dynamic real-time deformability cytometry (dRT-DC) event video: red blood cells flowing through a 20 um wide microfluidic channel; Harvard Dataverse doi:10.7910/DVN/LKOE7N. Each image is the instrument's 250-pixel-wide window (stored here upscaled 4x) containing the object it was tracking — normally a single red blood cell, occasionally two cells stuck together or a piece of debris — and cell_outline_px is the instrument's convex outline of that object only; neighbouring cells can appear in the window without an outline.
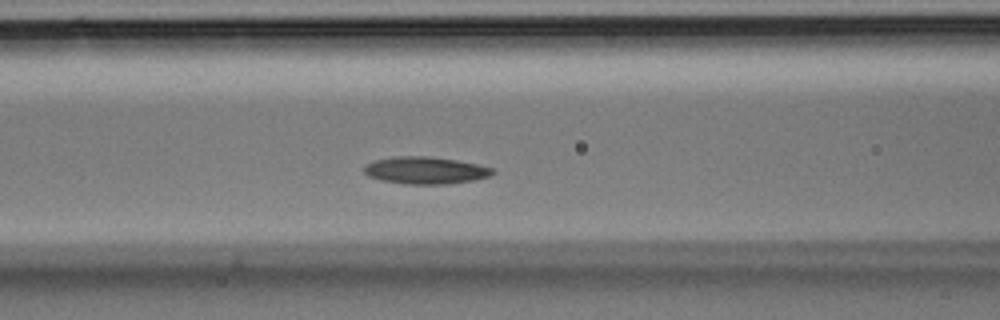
{"species": "Egyptian fruit bat (a non-hibernating species)", "species_latin": "Rousettus aegyptiacus", "temperature_condition": "room temperature", "stored_images_in_passage": 30, "camera_frame_rate_fps": 3000, "um_per_image_px": 0.085, "animal": {"sex": "male"}, "frame": {"image": 1, "passage_image": 7, "time_ms": 2.0, "image_size_px": [1000, 320], "cell_outline_px": [[496, 172], [488, 176], [472, 180], [448, 184], [404, 184], [380, 180], [368, 176], [364, 172], [364, 168], [372, 160], [396, 156], [428, 156], [456, 160], [496, 168]], "centroid_in_image_um": [36.15, 14.48], "position_along_channel_um": 130.4, "area_um2": 20.4}}
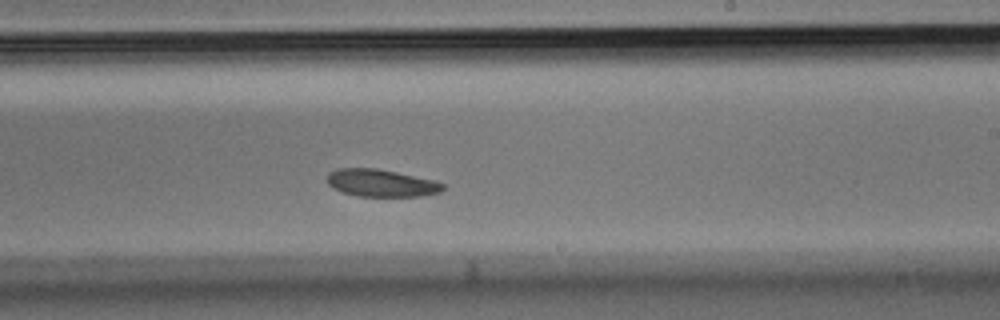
{"frame": {"image": 2, "passage_image": 14, "time_ms": 4.333, "image_size_px": [1000, 320], "cell_outline_px": [[444, 188], [440, 192], [420, 196], [356, 196], [332, 188], [328, 184], [328, 172], [336, 168], [376, 168], [436, 180], [444, 184]], "centroid_in_image_um": [32.39, 15.55], "position_along_channel_um": 256.6, "area_um2": 18.5}}
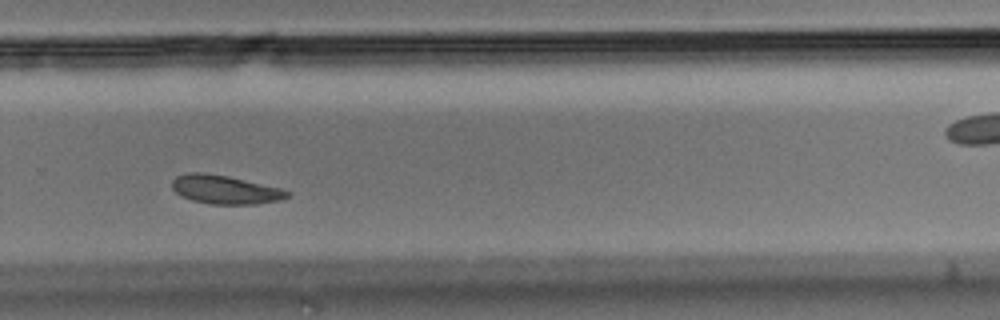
{"frame": {"image": 3, "passage_image": 17, "time_ms": 5.333, "image_size_px": [1000, 320], "cell_outline_px": [[292, 192], [288, 196], [280, 200], [256, 204], [212, 204], [192, 200], [180, 196], [172, 188], [172, 180], [176, 176], [188, 172], [204, 172], [228, 176], [280, 188]], "centroid_in_image_um": [19.1, 16.11], "position_along_channel_um": 310.7, "area_um2": 19.25}}